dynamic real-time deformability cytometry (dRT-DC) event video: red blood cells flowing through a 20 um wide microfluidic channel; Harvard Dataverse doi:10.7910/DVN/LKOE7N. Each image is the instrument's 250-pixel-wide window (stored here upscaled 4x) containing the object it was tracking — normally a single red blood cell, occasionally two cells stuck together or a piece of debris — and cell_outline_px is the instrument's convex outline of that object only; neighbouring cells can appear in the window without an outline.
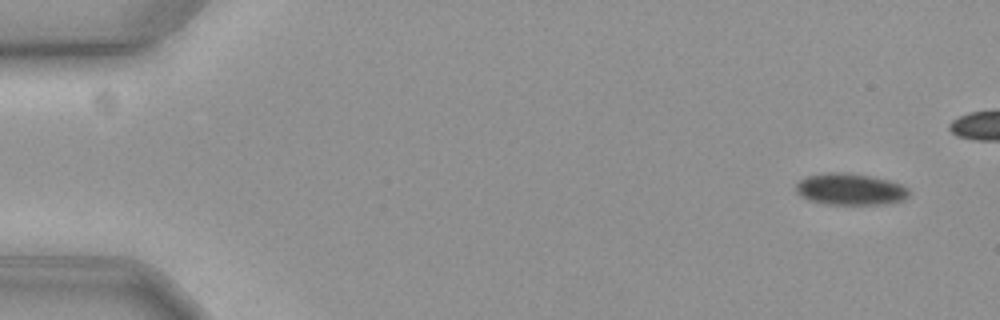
{"species": "common noctule bat (a hibernating species)", "species_latin": "Nyctalus noctula", "temperature_condition": "cold", "stored_images_in_passage": 50, "camera_frame_rate_fps": 3000, "um_per_image_px": 0.085, "animal": {"sex": "female", "body_mass_g": 19.3, "forearm_length_mm": 54.1}, "frame": {"image": 1, "passage_image": 1, "time_ms": 0.0, "image_size_px": [1000, 320], "cell_outline_px": [[912, 196], [904, 200], [884, 204], [824, 204], [808, 200], [800, 196], [796, 192], [796, 184], [804, 176], [824, 172], [844, 172], [868, 176], [888, 180], [900, 184], [908, 188], [912, 192]], "centroid_in_image_um": [72.27, 16.09], "position_along_channel_um": 12.7, "area_um2": 21.15}}
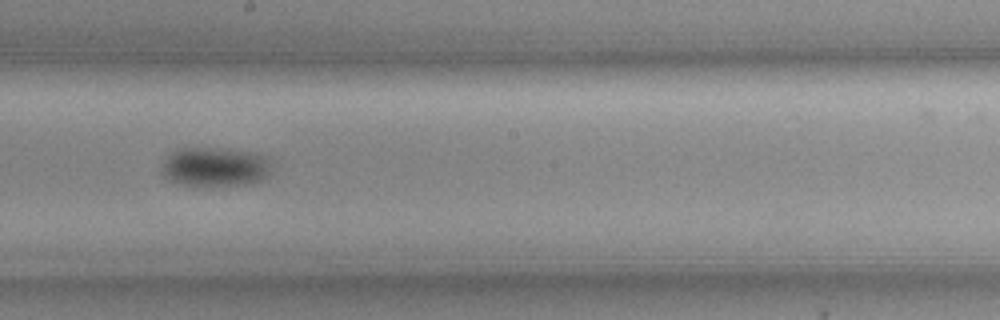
{"frame": {"image": 2, "passage_image": 31, "time_ms": 10.0, "image_size_px": [1000, 320], "cell_outline_px": [[268, 172], [260, 180], [248, 184], [180, 184], [168, 180], [160, 172], [164, 160], [172, 152], [180, 148], [220, 148], [248, 152], [264, 156]], "centroid_in_image_um": [18.15, 14.17], "position_along_channel_um": 230.0, "area_um2": 24.16}}
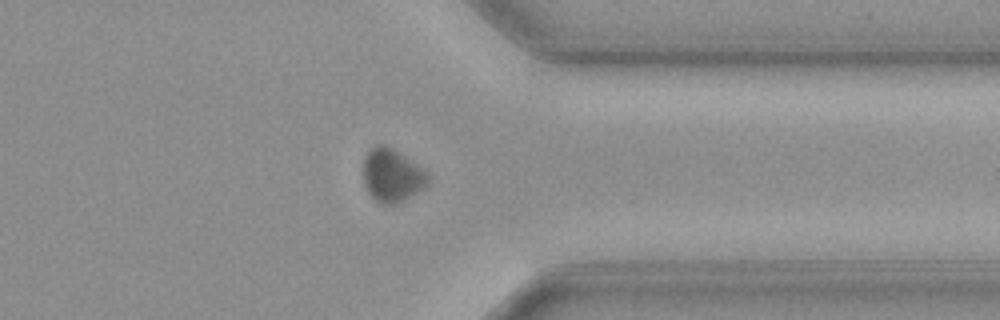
{"frame": {"image": 3, "passage_image": 44, "time_ms": 14.333, "image_size_px": [1000, 320], "cell_outline_px": [[432, 180], [424, 188], [404, 200], [396, 204], [380, 204], [368, 192], [364, 184], [364, 156], [368, 148], [372, 144], [384, 144], [400, 152], [424, 168], [432, 176]], "centroid_in_image_um": [33.35, 14.87], "position_along_channel_um": 378.0, "area_um2": 20.63}, "authors_computed_cell_mechanics": {"area_um2": 22.4842, "velocity_mm_per_s": 3.5386, "shape_relaxation_time_tau1_ms": 3.8875, "shape_relaxation_time_tau2_ms": null, "deformation_change_tau1": 0.0659, "deformation_change_tau2": null}}